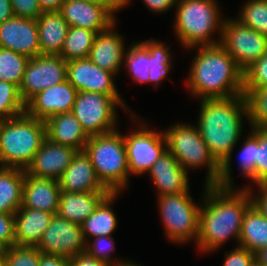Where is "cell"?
<instances>
[{
	"instance_id": "1",
	"label": "cell",
	"mask_w": 267,
	"mask_h": 266,
	"mask_svg": "<svg viewBox=\"0 0 267 266\" xmlns=\"http://www.w3.org/2000/svg\"><path fill=\"white\" fill-rule=\"evenodd\" d=\"M197 129L213 157L220 163L217 186L235 187L231 177L232 153L247 119L244 94L200 100Z\"/></svg>"
},
{
	"instance_id": "2",
	"label": "cell",
	"mask_w": 267,
	"mask_h": 266,
	"mask_svg": "<svg viewBox=\"0 0 267 266\" xmlns=\"http://www.w3.org/2000/svg\"><path fill=\"white\" fill-rule=\"evenodd\" d=\"M204 187L196 247L207 254L217 251L231 238L238 245L244 213L252 204L248 189Z\"/></svg>"
},
{
	"instance_id": "3",
	"label": "cell",
	"mask_w": 267,
	"mask_h": 266,
	"mask_svg": "<svg viewBox=\"0 0 267 266\" xmlns=\"http://www.w3.org/2000/svg\"><path fill=\"white\" fill-rule=\"evenodd\" d=\"M186 84L200 100L229 98L243 94V71L220 45L196 46Z\"/></svg>"
},
{
	"instance_id": "4",
	"label": "cell",
	"mask_w": 267,
	"mask_h": 266,
	"mask_svg": "<svg viewBox=\"0 0 267 266\" xmlns=\"http://www.w3.org/2000/svg\"><path fill=\"white\" fill-rule=\"evenodd\" d=\"M216 1L177 0L173 26L176 38L185 49L220 44L225 18ZM214 32L218 33V40L213 39Z\"/></svg>"
},
{
	"instance_id": "5",
	"label": "cell",
	"mask_w": 267,
	"mask_h": 266,
	"mask_svg": "<svg viewBox=\"0 0 267 266\" xmlns=\"http://www.w3.org/2000/svg\"><path fill=\"white\" fill-rule=\"evenodd\" d=\"M45 138V121L26 112L0 120V166L26 170Z\"/></svg>"
},
{
	"instance_id": "6",
	"label": "cell",
	"mask_w": 267,
	"mask_h": 266,
	"mask_svg": "<svg viewBox=\"0 0 267 266\" xmlns=\"http://www.w3.org/2000/svg\"><path fill=\"white\" fill-rule=\"evenodd\" d=\"M83 151L90 158L97 178L110 192L128 187L129 169L124 135L117 130L90 136Z\"/></svg>"
},
{
	"instance_id": "7",
	"label": "cell",
	"mask_w": 267,
	"mask_h": 266,
	"mask_svg": "<svg viewBox=\"0 0 267 266\" xmlns=\"http://www.w3.org/2000/svg\"><path fill=\"white\" fill-rule=\"evenodd\" d=\"M167 151L178 161L187 172L189 169H200L206 166L204 185L212 186L218 182L220 163L210 153L209 148L199 134L195 125L177 123L163 131Z\"/></svg>"
},
{
	"instance_id": "8",
	"label": "cell",
	"mask_w": 267,
	"mask_h": 266,
	"mask_svg": "<svg viewBox=\"0 0 267 266\" xmlns=\"http://www.w3.org/2000/svg\"><path fill=\"white\" fill-rule=\"evenodd\" d=\"M159 212L167 239L174 243H196L199 231L200 205L193 201L190 190L186 193L157 197Z\"/></svg>"
},
{
	"instance_id": "9",
	"label": "cell",
	"mask_w": 267,
	"mask_h": 266,
	"mask_svg": "<svg viewBox=\"0 0 267 266\" xmlns=\"http://www.w3.org/2000/svg\"><path fill=\"white\" fill-rule=\"evenodd\" d=\"M118 107L121 106L110 95L78 92L72 113L90 137L107 134L118 129L116 128Z\"/></svg>"
},
{
	"instance_id": "10",
	"label": "cell",
	"mask_w": 267,
	"mask_h": 266,
	"mask_svg": "<svg viewBox=\"0 0 267 266\" xmlns=\"http://www.w3.org/2000/svg\"><path fill=\"white\" fill-rule=\"evenodd\" d=\"M220 45L232 56L244 72L267 52V36L241 24L235 18H225Z\"/></svg>"
},
{
	"instance_id": "11",
	"label": "cell",
	"mask_w": 267,
	"mask_h": 266,
	"mask_svg": "<svg viewBox=\"0 0 267 266\" xmlns=\"http://www.w3.org/2000/svg\"><path fill=\"white\" fill-rule=\"evenodd\" d=\"M137 122L138 129L124 135L130 176L148 174L153 164L167 151L163 131L146 128L149 125L141 119L139 124V118Z\"/></svg>"
},
{
	"instance_id": "12",
	"label": "cell",
	"mask_w": 267,
	"mask_h": 266,
	"mask_svg": "<svg viewBox=\"0 0 267 266\" xmlns=\"http://www.w3.org/2000/svg\"><path fill=\"white\" fill-rule=\"evenodd\" d=\"M67 61L59 55L41 54L30 58L19 94L26 104L37 93L66 80Z\"/></svg>"
},
{
	"instance_id": "13",
	"label": "cell",
	"mask_w": 267,
	"mask_h": 266,
	"mask_svg": "<svg viewBox=\"0 0 267 266\" xmlns=\"http://www.w3.org/2000/svg\"><path fill=\"white\" fill-rule=\"evenodd\" d=\"M116 75L101 69L89 58L76 59L67 62L66 80L78 92H95L110 95L125 111L134 114L126 106L115 86ZM127 109V110H126Z\"/></svg>"
},
{
	"instance_id": "14",
	"label": "cell",
	"mask_w": 267,
	"mask_h": 266,
	"mask_svg": "<svg viewBox=\"0 0 267 266\" xmlns=\"http://www.w3.org/2000/svg\"><path fill=\"white\" fill-rule=\"evenodd\" d=\"M36 247L43 254L70 259L85 252L86 241L82 226L54 215Z\"/></svg>"
},
{
	"instance_id": "15",
	"label": "cell",
	"mask_w": 267,
	"mask_h": 266,
	"mask_svg": "<svg viewBox=\"0 0 267 266\" xmlns=\"http://www.w3.org/2000/svg\"><path fill=\"white\" fill-rule=\"evenodd\" d=\"M69 27H78L95 31L108 29L116 22V12H119L106 0H65L60 10Z\"/></svg>"
},
{
	"instance_id": "16",
	"label": "cell",
	"mask_w": 267,
	"mask_h": 266,
	"mask_svg": "<svg viewBox=\"0 0 267 266\" xmlns=\"http://www.w3.org/2000/svg\"><path fill=\"white\" fill-rule=\"evenodd\" d=\"M77 93L78 91L65 80L33 96L25 104V112L43 121L56 114L72 112Z\"/></svg>"
},
{
	"instance_id": "17",
	"label": "cell",
	"mask_w": 267,
	"mask_h": 266,
	"mask_svg": "<svg viewBox=\"0 0 267 266\" xmlns=\"http://www.w3.org/2000/svg\"><path fill=\"white\" fill-rule=\"evenodd\" d=\"M0 47L29 58L41 55L37 20L13 16L0 24Z\"/></svg>"
},
{
	"instance_id": "18",
	"label": "cell",
	"mask_w": 267,
	"mask_h": 266,
	"mask_svg": "<svg viewBox=\"0 0 267 266\" xmlns=\"http://www.w3.org/2000/svg\"><path fill=\"white\" fill-rule=\"evenodd\" d=\"M77 152L73 147L45 138L25 171L35 177L59 180Z\"/></svg>"
},
{
	"instance_id": "19",
	"label": "cell",
	"mask_w": 267,
	"mask_h": 266,
	"mask_svg": "<svg viewBox=\"0 0 267 266\" xmlns=\"http://www.w3.org/2000/svg\"><path fill=\"white\" fill-rule=\"evenodd\" d=\"M116 22L108 29L98 32L88 58L101 69L117 75L124 64L126 52L122 35L115 31Z\"/></svg>"
},
{
	"instance_id": "20",
	"label": "cell",
	"mask_w": 267,
	"mask_h": 266,
	"mask_svg": "<svg viewBox=\"0 0 267 266\" xmlns=\"http://www.w3.org/2000/svg\"><path fill=\"white\" fill-rule=\"evenodd\" d=\"M158 191L157 197L186 193L190 189L188 172L179 165L177 159L166 151L148 172Z\"/></svg>"
},
{
	"instance_id": "21",
	"label": "cell",
	"mask_w": 267,
	"mask_h": 266,
	"mask_svg": "<svg viewBox=\"0 0 267 266\" xmlns=\"http://www.w3.org/2000/svg\"><path fill=\"white\" fill-rule=\"evenodd\" d=\"M58 182L61 191L68 193L109 191L97 178L90 158L84 151L76 153Z\"/></svg>"
},
{
	"instance_id": "22",
	"label": "cell",
	"mask_w": 267,
	"mask_h": 266,
	"mask_svg": "<svg viewBox=\"0 0 267 266\" xmlns=\"http://www.w3.org/2000/svg\"><path fill=\"white\" fill-rule=\"evenodd\" d=\"M60 194L58 180L35 177L25 171L22 207L57 215Z\"/></svg>"
},
{
	"instance_id": "23",
	"label": "cell",
	"mask_w": 267,
	"mask_h": 266,
	"mask_svg": "<svg viewBox=\"0 0 267 266\" xmlns=\"http://www.w3.org/2000/svg\"><path fill=\"white\" fill-rule=\"evenodd\" d=\"M54 215L21 206L14 214L15 245L37 246Z\"/></svg>"
},
{
	"instance_id": "24",
	"label": "cell",
	"mask_w": 267,
	"mask_h": 266,
	"mask_svg": "<svg viewBox=\"0 0 267 266\" xmlns=\"http://www.w3.org/2000/svg\"><path fill=\"white\" fill-rule=\"evenodd\" d=\"M46 138L50 141L67 145L83 151L89 136L72 112L56 114L45 121Z\"/></svg>"
},
{
	"instance_id": "25",
	"label": "cell",
	"mask_w": 267,
	"mask_h": 266,
	"mask_svg": "<svg viewBox=\"0 0 267 266\" xmlns=\"http://www.w3.org/2000/svg\"><path fill=\"white\" fill-rule=\"evenodd\" d=\"M109 193L110 191L82 193L61 191L57 215L81 225Z\"/></svg>"
},
{
	"instance_id": "26",
	"label": "cell",
	"mask_w": 267,
	"mask_h": 266,
	"mask_svg": "<svg viewBox=\"0 0 267 266\" xmlns=\"http://www.w3.org/2000/svg\"><path fill=\"white\" fill-rule=\"evenodd\" d=\"M41 54L59 55L69 29L60 11L43 12L37 19Z\"/></svg>"
},
{
	"instance_id": "27",
	"label": "cell",
	"mask_w": 267,
	"mask_h": 266,
	"mask_svg": "<svg viewBox=\"0 0 267 266\" xmlns=\"http://www.w3.org/2000/svg\"><path fill=\"white\" fill-rule=\"evenodd\" d=\"M119 195H121L120 192H110L95 211L83 221L81 226L85 241L103 235L112 236L116 231L118 219L112 210V205Z\"/></svg>"
},
{
	"instance_id": "28",
	"label": "cell",
	"mask_w": 267,
	"mask_h": 266,
	"mask_svg": "<svg viewBox=\"0 0 267 266\" xmlns=\"http://www.w3.org/2000/svg\"><path fill=\"white\" fill-rule=\"evenodd\" d=\"M25 170L0 166V213L15 214L22 206Z\"/></svg>"
},
{
	"instance_id": "29",
	"label": "cell",
	"mask_w": 267,
	"mask_h": 266,
	"mask_svg": "<svg viewBox=\"0 0 267 266\" xmlns=\"http://www.w3.org/2000/svg\"><path fill=\"white\" fill-rule=\"evenodd\" d=\"M238 246L254 254L267 247V218L253 204L244 213Z\"/></svg>"
},
{
	"instance_id": "30",
	"label": "cell",
	"mask_w": 267,
	"mask_h": 266,
	"mask_svg": "<svg viewBox=\"0 0 267 266\" xmlns=\"http://www.w3.org/2000/svg\"><path fill=\"white\" fill-rule=\"evenodd\" d=\"M141 43L150 52L149 83L159 87L173 67L172 52L165 43L158 42L153 38Z\"/></svg>"
},
{
	"instance_id": "31",
	"label": "cell",
	"mask_w": 267,
	"mask_h": 266,
	"mask_svg": "<svg viewBox=\"0 0 267 266\" xmlns=\"http://www.w3.org/2000/svg\"><path fill=\"white\" fill-rule=\"evenodd\" d=\"M96 32L84 28L69 27L59 56L67 62L88 58Z\"/></svg>"
},
{
	"instance_id": "32",
	"label": "cell",
	"mask_w": 267,
	"mask_h": 266,
	"mask_svg": "<svg viewBox=\"0 0 267 266\" xmlns=\"http://www.w3.org/2000/svg\"><path fill=\"white\" fill-rule=\"evenodd\" d=\"M123 65L135 82L149 83L150 52L141 42L129 46Z\"/></svg>"
},
{
	"instance_id": "33",
	"label": "cell",
	"mask_w": 267,
	"mask_h": 266,
	"mask_svg": "<svg viewBox=\"0 0 267 266\" xmlns=\"http://www.w3.org/2000/svg\"><path fill=\"white\" fill-rule=\"evenodd\" d=\"M29 57L0 47V80L15 84L22 83Z\"/></svg>"
},
{
	"instance_id": "34",
	"label": "cell",
	"mask_w": 267,
	"mask_h": 266,
	"mask_svg": "<svg viewBox=\"0 0 267 266\" xmlns=\"http://www.w3.org/2000/svg\"><path fill=\"white\" fill-rule=\"evenodd\" d=\"M243 94L250 126L267 128V87L244 88Z\"/></svg>"
},
{
	"instance_id": "35",
	"label": "cell",
	"mask_w": 267,
	"mask_h": 266,
	"mask_svg": "<svg viewBox=\"0 0 267 266\" xmlns=\"http://www.w3.org/2000/svg\"><path fill=\"white\" fill-rule=\"evenodd\" d=\"M243 4L235 19L267 36V0H248Z\"/></svg>"
},
{
	"instance_id": "36",
	"label": "cell",
	"mask_w": 267,
	"mask_h": 266,
	"mask_svg": "<svg viewBox=\"0 0 267 266\" xmlns=\"http://www.w3.org/2000/svg\"><path fill=\"white\" fill-rule=\"evenodd\" d=\"M25 112V103L19 88L10 82L0 80V120L10 119Z\"/></svg>"
},
{
	"instance_id": "37",
	"label": "cell",
	"mask_w": 267,
	"mask_h": 266,
	"mask_svg": "<svg viewBox=\"0 0 267 266\" xmlns=\"http://www.w3.org/2000/svg\"><path fill=\"white\" fill-rule=\"evenodd\" d=\"M113 236H98L86 241L85 251L97 260L107 263L109 266H118L126 261L114 260L111 252L115 251ZM93 242H92V241Z\"/></svg>"
},
{
	"instance_id": "38",
	"label": "cell",
	"mask_w": 267,
	"mask_h": 266,
	"mask_svg": "<svg viewBox=\"0 0 267 266\" xmlns=\"http://www.w3.org/2000/svg\"><path fill=\"white\" fill-rule=\"evenodd\" d=\"M243 142L239 153V168L244 177L255 183L256 127L251 128V132Z\"/></svg>"
},
{
	"instance_id": "39",
	"label": "cell",
	"mask_w": 267,
	"mask_h": 266,
	"mask_svg": "<svg viewBox=\"0 0 267 266\" xmlns=\"http://www.w3.org/2000/svg\"><path fill=\"white\" fill-rule=\"evenodd\" d=\"M41 251L36 246L9 247L5 255L6 266H39Z\"/></svg>"
},
{
	"instance_id": "40",
	"label": "cell",
	"mask_w": 267,
	"mask_h": 266,
	"mask_svg": "<svg viewBox=\"0 0 267 266\" xmlns=\"http://www.w3.org/2000/svg\"><path fill=\"white\" fill-rule=\"evenodd\" d=\"M267 184V128L256 127L255 186Z\"/></svg>"
},
{
	"instance_id": "41",
	"label": "cell",
	"mask_w": 267,
	"mask_h": 266,
	"mask_svg": "<svg viewBox=\"0 0 267 266\" xmlns=\"http://www.w3.org/2000/svg\"><path fill=\"white\" fill-rule=\"evenodd\" d=\"M244 88L267 87V52L243 72Z\"/></svg>"
},
{
	"instance_id": "42",
	"label": "cell",
	"mask_w": 267,
	"mask_h": 266,
	"mask_svg": "<svg viewBox=\"0 0 267 266\" xmlns=\"http://www.w3.org/2000/svg\"><path fill=\"white\" fill-rule=\"evenodd\" d=\"M15 17L37 19L43 12L38 0H10Z\"/></svg>"
},
{
	"instance_id": "43",
	"label": "cell",
	"mask_w": 267,
	"mask_h": 266,
	"mask_svg": "<svg viewBox=\"0 0 267 266\" xmlns=\"http://www.w3.org/2000/svg\"><path fill=\"white\" fill-rule=\"evenodd\" d=\"M255 254L240 246L226 252L223 266H253Z\"/></svg>"
},
{
	"instance_id": "44",
	"label": "cell",
	"mask_w": 267,
	"mask_h": 266,
	"mask_svg": "<svg viewBox=\"0 0 267 266\" xmlns=\"http://www.w3.org/2000/svg\"><path fill=\"white\" fill-rule=\"evenodd\" d=\"M14 214L0 213V239L9 247L15 245Z\"/></svg>"
},
{
	"instance_id": "45",
	"label": "cell",
	"mask_w": 267,
	"mask_h": 266,
	"mask_svg": "<svg viewBox=\"0 0 267 266\" xmlns=\"http://www.w3.org/2000/svg\"><path fill=\"white\" fill-rule=\"evenodd\" d=\"M258 190H259V194L257 192L256 193L252 190L253 188H251L250 185L247 184V186L245 185L242 188H247L250 196H251V200H252V204L255 206V208L264 216L267 218V184L265 185H257ZM253 193L255 195H253Z\"/></svg>"
},
{
	"instance_id": "46",
	"label": "cell",
	"mask_w": 267,
	"mask_h": 266,
	"mask_svg": "<svg viewBox=\"0 0 267 266\" xmlns=\"http://www.w3.org/2000/svg\"><path fill=\"white\" fill-rule=\"evenodd\" d=\"M69 266H109L107 263L97 260L86 251L69 259Z\"/></svg>"
},
{
	"instance_id": "47",
	"label": "cell",
	"mask_w": 267,
	"mask_h": 266,
	"mask_svg": "<svg viewBox=\"0 0 267 266\" xmlns=\"http://www.w3.org/2000/svg\"><path fill=\"white\" fill-rule=\"evenodd\" d=\"M151 12L163 13L176 6L177 0H142Z\"/></svg>"
},
{
	"instance_id": "48",
	"label": "cell",
	"mask_w": 267,
	"mask_h": 266,
	"mask_svg": "<svg viewBox=\"0 0 267 266\" xmlns=\"http://www.w3.org/2000/svg\"><path fill=\"white\" fill-rule=\"evenodd\" d=\"M39 266H69V259L59 255L41 253Z\"/></svg>"
},
{
	"instance_id": "49",
	"label": "cell",
	"mask_w": 267,
	"mask_h": 266,
	"mask_svg": "<svg viewBox=\"0 0 267 266\" xmlns=\"http://www.w3.org/2000/svg\"><path fill=\"white\" fill-rule=\"evenodd\" d=\"M65 0H38L42 12L60 11Z\"/></svg>"
},
{
	"instance_id": "50",
	"label": "cell",
	"mask_w": 267,
	"mask_h": 266,
	"mask_svg": "<svg viewBox=\"0 0 267 266\" xmlns=\"http://www.w3.org/2000/svg\"><path fill=\"white\" fill-rule=\"evenodd\" d=\"M14 16L10 0H0V24Z\"/></svg>"
},
{
	"instance_id": "51",
	"label": "cell",
	"mask_w": 267,
	"mask_h": 266,
	"mask_svg": "<svg viewBox=\"0 0 267 266\" xmlns=\"http://www.w3.org/2000/svg\"><path fill=\"white\" fill-rule=\"evenodd\" d=\"M255 261L263 266H267V247L255 253Z\"/></svg>"
},
{
	"instance_id": "52",
	"label": "cell",
	"mask_w": 267,
	"mask_h": 266,
	"mask_svg": "<svg viewBox=\"0 0 267 266\" xmlns=\"http://www.w3.org/2000/svg\"><path fill=\"white\" fill-rule=\"evenodd\" d=\"M111 3L118 11L125 8V0H106Z\"/></svg>"
},
{
	"instance_id": "53",
	"label": "cell",
	"mask_w": 267,
	"mask_h": 266,
	"mask_svg": "<svg viewBox=\"0 0 267 266\" xmlns=\"http://www.w3.org/2000/svg\"><path fill=\"white\" fill-rule=\"evenodd\" d=\"M9 249V246L0 239V257H5L7 251Z\"/></svg>"
},
{
	"instance_id": "54",
	"label": "cell",
	"mask_w": 267,
	"mask_h": 266,
	"mask_svg": "<svg viewBox=\"0 0 267 266\" xmlns=\"http://www.w3.org/2000/svg\"><path fill=\"white\" fill-rule=\"evenodd\" d=\"M118 266H141V265L135 264V262H132L131 260H129V261L127 260L126 262H124Z\"/></svg>"
},
{
	"instance_id": "55",
	"label": "cell",
	"mask_w": 267,
	"mask_h": 266,
	"mask_svg": "<svg viewBox=\"0 0 267 266\" xmlns=\"http://www.w3.org/2000/svg\"><path fill=\"white\" fill-rule=\"evenodd\" d=\"M0 266H6L5 257H0Z\"/></svg>"
},
{
	"instance_id": "56",
	"label": "cell",
	"mask_w": 267,
	"mask_h": 266,
	"mask_svg": "<svg viewBox=\"0 0 267 266\" xmlns=\"http://www.w3.org/2000/svg\"><path fill=\"white\" fill-rule=\"evenodd\" d=\"M131 3V0H125V7L129 6L128 4Z\"/></svg>"
},
{
	"instance_id": "57",
	"label": "cell",
	"mask_w": 267,
	"mask_h": 266,
	"mask_svg": "<svg viewBox=\"0 0 267 266\" xmlns=\"http://www.w3.org/2000/svg\"><path fill=\"white\" fill-rule=\"evenodd\" d=\"M253 266H263V265H261V264H259V263H257V262L255 261L254 264H253Z\"/></svg>"
}]
</instances>
